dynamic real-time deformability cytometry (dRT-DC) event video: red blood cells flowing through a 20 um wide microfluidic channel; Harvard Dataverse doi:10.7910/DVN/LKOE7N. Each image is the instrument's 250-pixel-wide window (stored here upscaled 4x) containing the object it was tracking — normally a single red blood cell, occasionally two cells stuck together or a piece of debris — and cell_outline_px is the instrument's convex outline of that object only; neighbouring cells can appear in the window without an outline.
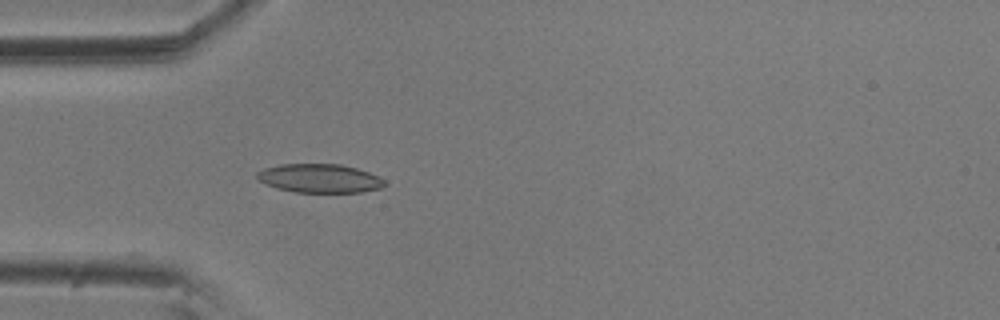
{"species": "common noctule bat (a hibernating species)", "species_latin": "Nyctalus noctula", "temperature_condition": "room temperature", "stored_images_in_passage": 3, "camera_frame_rate_fps": 3000, "um_per_image_px": 0.085, "animal": {"sex": "male", "body_mass_g": 20.5, "forearm_length_mm": 52.5}, "frame": {"image": 1, "passage_image": 3, "time_ms": 0.667, "image_size_px": [1000, 320], "cell_outline_px": [[388, 184], [380, 188], [360, 192], [296, 192], [276, 188], [256, 180], [256, 172], [264, 168], [280, 164], [340, 164], [356, 168], [368, 172], [384, 180]], "centroid_in_image_um": [27.12, 15.16], "position_along_channel_um": 57.9, "area_um2": 21.39}}